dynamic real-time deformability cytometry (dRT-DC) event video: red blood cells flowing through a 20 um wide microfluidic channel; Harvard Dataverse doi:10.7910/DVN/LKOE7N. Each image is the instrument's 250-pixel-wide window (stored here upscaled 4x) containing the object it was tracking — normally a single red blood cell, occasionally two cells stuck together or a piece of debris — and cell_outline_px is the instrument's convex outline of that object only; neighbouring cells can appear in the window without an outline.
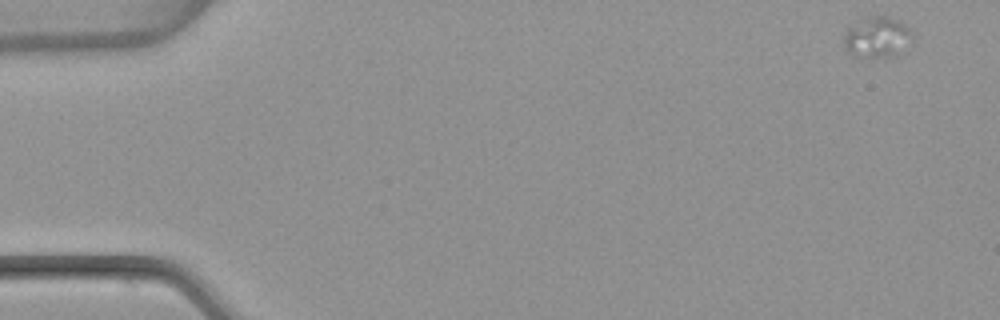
{"species": "common noctule bat (a hibernating species)", "species_latin": "Nyctalus noctula", "temperature_condition": "warm", "stored_images_in_passage": 54, "camera_frame_rate_fps": 3000, "um_per_image_px": 0.085, "animal": {"sex": "female", "body_mass_g": 22.7, "forearm_length_mm": 54.2}, "frame": {"image": 1, "passage_image": 1, "time_ms": 0.0, "image_size_px": [1000, 320], "cell_outline_px": [[912, 40], [896, 56], [852, 56], [844, 48], [844, 32], [860, 16], [892, 16], [900, 20], [908, 28], [912, 36]], "centroid_in_image_um": [74.52, 3.12], "position_along_channel_um": 10.5, "area_um2": 16.53}}
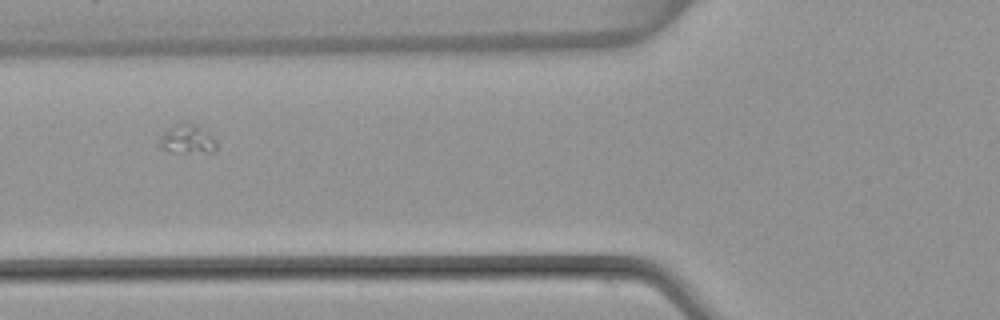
{"frame": {"image": 2, "passage_image": 20, "time_ms": 6.333, "image_size_px": [1000, 320], "cell_outline_px": [[216, 148], [212, 152], [172, 152], [160, 148], [160, 136], [172, 124], [180, 120], [188, 120], [200, 124], [216, 140]], "centroid_in_image_um": [15.92, 11.75], "position_along_channel_um": 109.9, "area_um2": 10.17}}
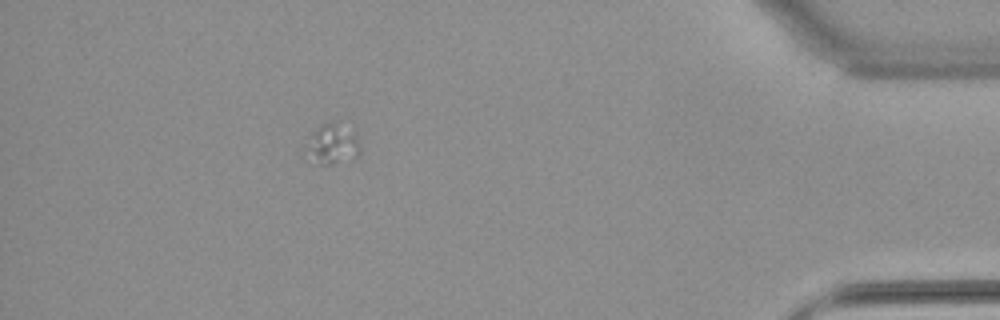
{"frame": {"image": 3, "passage_image": 48, "time_ms": 15.667, "image_size_px": [1000, 320], "cell_outline_px": [[360, 152], [356, 156], [332, 164], [316, 164], [304, 160], [300, 156], [300, 144], [320, 124], [332, 124], [356, 136], [360, 144]], "centroid_in_image_um": [27.99, 12.36], "position_along_channel_um": 407.2, "area_um2": 13.06}}